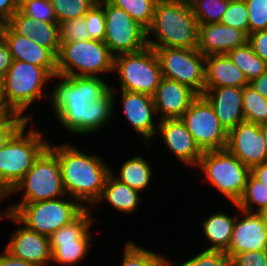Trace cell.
<instances>
[{"mask_svg": "<svg viewBox=\"0 0 267 266\" xmlns=\"http://www.w3.org/2000/svg\"><path fill=\"white\" fill-rule=\"evenodd\" d=\"M247 40L243 31L220 22L200 24L196 49L204 56L227 54Z\"/></svg>", "mask_w": 267, "mask_h": 266, "instance_id": "cell-18", "label": "cell"}, {"mask_svg": "<svg viewBox=\"0 0 267 266\" xmlns=\"http://www.w3.org/2000/svg\"><path fill=\"white\" fill-rule=\"evenodd\" d=\"M259 126H260L261 132L263 133V138L265 141V147L267 150V122L261 123V124H259Z\"/></svg>", "mask_w": 267, "mask_h": 266, "instance_id": "cell-53", "label": "cell"}, {"mask_svg": "<svg viewBox=\"0 0 267 266\" xmlns=\"http://www.w3.org/2000/svg\"><path fill=\"white\" fill-rule=\"evenodd\" d=\"M11 195L10 191L7 190H0V200H3V198L5 199L6 196ZM0 219L1 218H6L8 217L9 219H12V217L14 216V211L12 206H10L8 209H6V212H4V214L0 213Z\"/></svg>", "mask_w": 267, "mask_h": 266, "instance_id": "cell-52", "label": "cell"}, {"mask_svg": "<svg viewBox=\"0 0 267 266\" xmlns=\"http://www.w3.org/2000/svg\"><path fill=\"white\" fill-rule=\"evenodd\" d=\"M52 101L57 119L71 133H88V105L101 98L110 88L100 77L62 76Z\"/></svg>", "mask_w": 267, "mask_h": 266, "instance_id": "cell-2", "label": "cell"}, {"mask_svg": "<svg viewBox=\"0 0 267 266\" xmlns=\"http://www.w3.org/2000/svg\"><path fill=\"white\" fill-rule=\"evenodd\" d=\"M249 85L261 96L267 99V67L265 72L258 78L249 82Z\"/></svg>", "mask_w": 267, "mask_h": 266, "instance_id": "cell-49", "label": "cell"}, {"mask_svg": "<svg viewBox=\"0 0 267 266\" xmlns=\"http://www.w3.org/2000/svg\"><path fill=\"white\" fill-rule=\"evenodd\" d=\"M168 264L169 262L162 255L128 241L121 266H168Z\"/></svg>", "mask_w": 267, "mask_h": 266, "instance_id": "cell-35", "label": "cell"}, {"mask_svg": "<svg viewBox=\"0 0 267 266\" xmlns=\"http://www.w3.org/2000/svg\"><path fill=\"white\" fill-rule=\"evenodd\" d=\"M157 130L178 160L186 165L197 166L203 151L194 141L181 118L163 119L158 122Z\"/></svg>", "mask_w": 267, "mask_h": 266, "instance_id": "cell-19", "label": "cell"}, {"mask_svg": "<svg viewBox=\"0 0 267 266\" xmlns=\"http://www.w3.org/2000/svg\"><path fill=\"white\" fill-rule=\"evenodd\" d=\"M12 55L7 43L0 36V78L3 79L12 64Z\"/></svg>", "mask_w": 267, "mask_h": 266, "instance_id": "cell-46", "label": "cell"}, {"mask_svg": "<svg viewBox=\"0 0 267 266\" xmlns=\"http://www.w3.org/2000/svg\"><path fill=\"white\" fill-rule=\"evenodd\" d=\"M30 116L22 117L18 114H9L0 117V150L6 145L8 140L29 120Z\"/></svg>", "mask_w": 267, "mask_h": 266, "instance_id": "cell-43", "label": "cell"}, {"mask_svg": "<svg viewBox=\"0 0 267 266\" xmlns=\"http://www.w3.org/2000/svg\"><path fill=\"white\" fill-rule=\"evenodd\" d=\"M263 213H264L265 218H266V220H267V209H266Z\"/></svg>", "mask_w": 267, "mask_h": 266, "instance_id": "cell-56", "label": "cell"}, {"mask_svg": "<svg viewBox=\"0 0 267 266\" xmlns=\"http://www.w3.org/2000/svg\"><path fill=\"white\" fill-rule=\"evenodd\" d=\"M212 105L220 123L227 131L245 120L243 115V88L205 87L202 94Z\"/></svg>", "mask_w": 267, "mask_h": 266, "instance_id": "cell-22", "label": "cell"}, {"mask_svg": "<svg viewBox=\"0 0 267 266\" xmlns=\"http://www.w3.org/2000/svg\"><path fill=\"white\" fill-rule=\"evenodd\" d=\"M0 266H36L20 258L13 256L6 249L0 255Z\"/></svg>", "mask_w": 267, "mask_h": 266, "instance_id": "cell-48", "label": "cell"}, {"mask_svg": "<svg viewBox=\"0 0 267 266\" xmlns=\"http://www.w3.org/2000/svg\"><path fill=\"white\" fill-rule=\"evenodd\" d=\"M226 149L250 169L267 161V150L259 124L242 121L228 131Z\"/></svg>", "mask_w": 267, "mask_h": 266, "instance_id": "cell-15", "label": "cell"}, {"mask_svg": "<svg viewBox=\"0 0 267 266\" xmlns=\"http://www.w3.org/2000/svg\"><path fill=\"white\" fill-rule=\"evenodd\" d=\"M250 173L259 181L267 186V161L253 166Z\"/></svg>", "mask_w": 267, "mask_h": 266, "instance_id": "cell-50", "label": "cell"}, {"mask_svg": "<svg viewBox=\"0 0 267 266\" xmlns=\"http://www.w3.org/2000/svg\"><path fill=\"white\" fill-rule=\"evenodd\" d=\"M48 148L58 158L65 193L94 206L101 197L110 167L101 157L85 154L70 144L53 147L49 143Z\"/></svg>", "mask_w": 267, "mask_h": 266, "instance_id": "cell-1", "label": "cell"}, {"mask_svg": "<svg viewBox=\"0 0 267 266\" xmlns=\"http://www.w3.org/2000/svg\"><path fill=\"white\" fill-rule=\"evenodd\" d=\"M12 220L24 224L28 229L50 237L56 230L74 221L86 208L79 201L59 198L34 203L11 205Z\"/></svg>", "mask_w": 267, "mask_h": 266, "instance_id": "cell-6", "label": "cell"}, {"mask_svg": "<svg viewBox=\"0 0 267 266\" xmlns=\"http://www.w3.org/2000/svg\"><path fill=\"white\" fill-rule=\"evenodd\" d=\"M88 207L71 223L56 230L50 237L52 260L63 265L77 264L90 248L89 229L94 222Z\"/></svg>", "mask_w": 267, "mask_h": 266, "instance_id": "cell-14", "label": "cell"}, {"mask_svg": "<svg viewBox=\"0 0 267 266\" xmlns=\"http://www.w3.org/2000/svg\"><path fill=\"white\" fill-rule=\"evenodd\" d=\"M15 114L8 106L3 94V79L0 78V117Z\"/></svg>", "mask_w": 267, "mask_h": 266, "instance_id": "cell-51", "label": "cell"}, {"mask_svg": "<svg viewBox=\"0 0 267 266\" xmlns=\"http://www.w3.org/2000/svg\"><path fill=\"white\" fill-rule=\"evenodd\" d=\"M50 78L52 76L43 67L13 60L3 78V94L7 106L15 114L24 117L23 112L34 100L48 96L42 88Z\"/></svg>", "mask_w": 267, "mask_h": 266, "instance_id": "cell-7", "label": "cell"}, {"mask_svg": "<svg viewBox=\"0 0 267 266\" xmlns=\"http://www.w3.org/2000/svg\"><path fill=\"white\" fill-rule=\"evenodd\" d=\"M221 24L234 27L249 35L248 8L244 0H231L220 21Z\"/></svg>", "mask_w": 267, "mask_h": 266, "instance_id": "cell-37", "label": "cell"}, {"mask_svg": "<svg viewBox=\"0 0 267 266\" xmlns=\"http://www.w3.org/2000/svg\"><path fill=\"white\" fill-rule=\"evenodd\" d=\"M230 266H266L264 250L235 254L230 259Z\"/></svg>", "mask_w": 267, "mask_h": 266, "instance_id": "cell-44", "label": "cell"}, {"mask_svg": "<svg viewBox=\"0 0 267 266\" xmlns=\"http://www.w3.org/2000/svg\"><path fill=\"white\" fill-rule=\"evenodd\" d=\"M90 39L104 41L105 15L103 6L97 2L84 16Z\"/></svg>", "mask_w": 267, "mask_h": 266, "instance_id": "cell-39", "label": "cell"}, {"mask_svg": "<svg viewBox=\"0 0 267 266\" xmlns=\"http://www.w3.org/2000/svg\"><path fill=\"white\" fill-rule=\"evenodd\" d=\"M5 249L13 256L36 266H48V261L52 260L49 237L25 225L12 233Z\"/></svg>", "mask_w": 267, "mask_h": 266, "instance_id": "cell-21", "label": "cell"}, {"mask_svg": "<svg viewBox=\"0 0 267 266\" xmlns=\"http://www.w3.org/2000/svg\"><path fill=\"white\" fill-rule=\"evenodd\" d=\"M114 87L110 88L101 98L88 105V134L106 125L114 110Z\"/></svg>", "mask_w": 267, "mask_h": 266, "instance_id": "cell-31", "label": "cell"}, {"mask_svg": "<svg viewBox=\"0 0 267 266\" xmlns=\"http://www.w3.org/2000/svg\"><path fill=\"white\" fill-rule=\"evenodd\" d=\"M26 1H28V0H14V3H15L18 7H20V6L23 5Z\"/></svg>", "mask_w": 267, "mask_h": 266, "instance_id": "cell-54", "label": "cell"}, {"mask_svg": "<svg viewBox=\"0 0 267 266\" xmlns=\"http://www.w3.org/2000/svg\"><path fill=\"white\" fill-rule=\"evenodd\" d=\"M15 33L31 38L56 57L60 50V26L57 22L34 20L18 9L6 23Z\"/></svg>", "mask_w": 267, "mask_h": 266, "instance_id": "cell-23", "label": "cell"}, {"mask_svg": "<svg viewBox=\"0 0 267 266\" xmlns=\"http://www.w3.org/2000/svg\"><path fill=\"white\" fill-rule=\"evenodd\" d=\"M181 120L203 152L226 149L228 131L203 95H198L192 101Z\"/></svg>", "mask_w": 267, "mask_h": 266, "instance_id": "cell-13", "label": "cell"}, {"mask_svg": "<svg viewBox=\"0 0 267 266\" xmlns=\"http://www.w3.org/2000/svg\"><path fill=\"white\" fill-rule=\"evenodd\" d=\"M198 94L190 87L177 81L162 77L153 94V102L161 120L181 118Z\"/></svg>", "mask_w": 267, "mask_h": 266, "instance_id": "cell-20", "label": "cell"}, {"mask_svg": "<svg viewBox=\"0 0 267 266\" xmlns=\"http://www.w3.org/2000/svg\"><path fill=\"white\" fill-rule=\"evenodd\" d=\"M18 9L14 0H0V25L6 24Z\"/></svg>", "mask_w": 267, "mask_h": 266, "instance_id": "cell-47", "label": "cell"}, {"mask_svg": "<svg viewBox=\"0 0 267 266\" xmlns=\"http://www.w3.org/2000/svg\"><path fill=\"white\" fill-rule=\"evenodd\" d=\"M158 57L162 77L177 81L198 95L205 91V56L196 48L152 47Z\"/></svg>", "mask_w": 267, "mask_h": 266, "instance_id": "cell-11", "label": "cell"}, {"mask_svg": "<svg viewBox=\"0 0 267 266\" xmlns=\"http://www.w3.org/2000/svg\"><path fill=\"white\" fill-rule=\"evenodd\" d=\"M178 266H230V258L224 251L205 249Z\"/></svg>", "mask_w": 267, "mask_h": 266, "instance_id": "cell-42", "label": "cell"}, {"mask_svg": "<svg viewBox=\"0 0 267 266\" xmlns=\"http://www.w3.org/2000/svg\"><path fill=\"white\" fill-rule=\"evenodd\" d=\"M249 85L244 73L227 54L205 56V87H239Z\"/></svg>", "mask_w": 267, "mask_h": 266, "instance_id": "cell-25", "label": "cell"}, {"mask_svg": "<svg viewBox=\"0 0 267 266\" xmlns=\"http://www.w3.org/2000/svg\"><path fill=\"white\" fill-rule=\"evenodd\" d=\"M25 189L20 203H34L66 196L57 156L47 147L11 191Z\"/></svg>", "mask_w": 267, "mask_h": 266, "instance_id": "cell-10", "label": "cell"}, {"mask_svg": "<svg viewBox=\"0 0 267 266\" xmlns=\"http://www.w3.org/2000/svg\"><path fill=\"white\" fill-rule=\"evenodd\" d=\"M110 173L118 181L127 184L130 188L139 192L149 185L152 177V171L149 163L140 156H135L122 164L118 177H115L112 171Z\"/></svg>", "mask_w": 267, "mask_h": 266, "instance_id": "cell-28", "label": "cell"}, {"mask_svg": "<svg viewBox=\"0 0 267 266\" xmlns=\"http://www.w3.org/2000/svg\"><path fill=\"white\" fill-rule=\"evenodd\" d=\"M247 42L253 51L267 63V30H259L248 35Z\"/></svg>", "mask_w": 267, "mask_h": 266, "instance_id": "cell-45", "label": "cell"}, {"mask_svg": "<svg viewBox=\"0 0 267 266\" xmlns=\"http://www.w3.org/2000/svg\"><path fill=\"white\" fill-rule=\"evenodd\" d=\"M243 212L242 219L236 215L232 238L225 253L231 259L235 254L264 250L267 247V220L264 213Z\"/></svg>", "mask_w": 267, "mask_h": 266, "instance_id": "cell-16", "label": "cell"}, {"mask_svg": "<svg viewBox=\"0 0 267 266\" xmlns=\"http://www.w3.org/2000/svg\"><path fill=\"white\" fill-rule=\"evenodd\" d=\"M123 110L129 123L132 124L135 131L143 136L146 141L156 134L153 116L156 113L152 96L121 90Z\"/></svg>", "mask_w": 267, "mask_h": 266, "instance_id": "cell-24", "label": "cell"}, {"mask_svg": "<svg viewBox=\"0 0 267 266\" xmlns=\"http://www.w3.org/2000/svg\"><path fill=\"white\" fill-rule=\"evenodd\" d=\"M248 8L249 34L267 30V0H244Z\"/></svg>", "mask_w": 267, "mask_h": 266, "instance_id": "cell-41", "label": "cell"}, {"mask_svg": "<svg viewBox=\"0 0 267 266\" xmlns=\"http://www.w3.org/2000/svg\"><path fill=\"white\" fill-rule=\"evenodd\" d=\"M57 23L84 17L98 0H50Z\"/></svg>", "mask_w": 267, "mask_h": 266, "instance_id": "cell-36", "label": "cell"}, {"mask_svg": "<svg viewBox=\"0 0 267 266\" xmlns=\"http://www.w3.org/2000/svg\"><path fill=\"white\" fill-rule=\"evenodd\" d=\"M124 9L140 26L147 30L153 21L158 0H108Z\"/></svg>", "mask_w": 267, "mask_h": 266, "instance_id": "cell-32", "label": "cell"}, {"mask_svg": "<svg viewBox=\"0 0 267 266\" xmlns=\"http://www.w3.org/2000/svg\"><path fill=\"white\" fill-rule=\"evenodd\" d=\"M139 191L130 188L127 184L118 181L110 173L107 176L101 197L99 200L106 199L111 206L119 212L131 213L138 207L140 202Z\"/></svg>", "mask_w": 267, "mask_h": 266, "instance_id": "cell-26", "label": "cell"}, {"mask_svg": "<svg viewBox=\"0 0 267 266\" xmlns=\"http://www.w3.org/2000/svg\"><path fill=\"white\" fill-rule=\"evenodd\" d=\"M24 124L0 150V189L12 191L22 180L34 161L48 147L42 133L33 130L25 134Z\"/></svg>", "mask_w": 267, "mask_h": 266, "instance_id": "cell-4", "label": "cell"}, {"mask_svg": "<svg viewBox=\"0 0 267 266\" xmlns=\"http://www.w3.org/2000/svg\"><path fill=\"white\" fill-rule=\"evenodd\" d=\"M198 29L189 0H158L152 24L146 30L147 46L196 48ZM152 33L157 41L148 37Z\"/></svg>", "mask_w": 267, "mask_h": 266, "instance_id": "cell-3", "label": "cell"}, {"mask_svg": "<svg viewBox=\"0 0 267 266\" xmlns=\"http://www.w3.org/2000/svg\"><path fill=\"white\" fill-rule=\"evenodd\" d=\"M110 71L114 72V55L104 41L61 42L56 76L96 77Z\"/></svg>", "mask_w": 267, "mask_h": 266, "instance_id": "cell-5", "label": "cell"}, {"mask_svg": "<svg viewBox=\"0 0 267 266\" xmlns=\"http://www.w3.org/2000/svg\"><path fill=\"white\" fill-rule=\"evenodd\" d=\"M233 204L239 210L263 213L267 209V186L250 173L241 198ZM253 206H257L255 211Z\"/></svg>", "mask_w": 267, "mask_h": 266, "instance_id": "cell-30", "label": "cell"}, {"mask_svg": "<svg viewBox=\"0 0 267 266\" xmlns=\"http://www.w3.org/2000/svg\"><path fill=\"white\" fill-rule=\"evenodd\" d=\"M19 9L34 20L57 22L50 0H28Z\"/></svg>", "mask_w": 267, "mask_h": 266, "instance_id": "cell-40", "label": "cell"}, {"mask_svg": "<svg viewBox=\"0 0 267 266\" xmlns=\"http://www.w3.org/2000/svg\"><path fill=\"white\" fill-rule=\"evenodd\" d=\"M0 36L7 43L13 60L43 67L52 77H56L57 57L49 49L15 33L7 24L0 25Z\"/></svg>", "mask_w": 267, "mask_h": 266, "instance_id": "cell-17", "label": "cell"}, {"mask_svg": "<svg viewBox=\"0 0 267 266\" xmlns=\"http://www.w3.org/2000/svg\"><path fill=\"white\" fill-rule=\"evenodd\" d=\"M264 255H265V258H266V266H267V247L264 249Z\"/></svg>", "mask_w": 267, "mask_h": 266, "instance_id": "cell-55", "label": "cell"}, {"mask_svg": "<svg viewBox=\"0 0 267 266\" xmlns=\"http://www.w3.org/2000/svg\"><path fill=\"white\" fill-rule=\"evenodd\" d=\"M227 55L230 60L244 73L248 82L258 78L266 70L267 63L253 51L248 42L242 46L236 47L232 51H229Z\"/></svg>", "mask_w": 267, "mask_h": 266, "instance_id": "cell-29", "label": "cell"}, {"mask_svg": "<svg viewBox=\"0 0 267 266\" xmlns=\"http://www.w3.org/2000/svg\"><path fill=\"white\" fill-rule=\"evenodd\" d=\"M98 2L104 8V43L114 56L135 53L147 46L146 30L124 9L111 4L108 0H98Z\"/></svg>", "mask_w": 267, "mask_h": 266, "instance_id": "cell-12", "label": "cell"}, {"mask_svg": "<svg viewBox=\"0 0 267 266\" xmlns=\"http://www.w3.org/2000/svg\"><path fill=\"white\" fill-rule=\"evenodd\" d=\"M114 70L120 77V90L153 96L162 79L158 57L152 47L114 56Z\"/></svg>", "mask_w": 267, "mask_h": 266, "instance_id": "cell-9", "label": "cell"}, {"mask_svg": "<svg viewBox=\"0 0 267 266\" xmlns=\"http://www.w3.org/2000/svg\"><path fill=\"white\" fill-rule=\"evenodd\" d=\"M231 0H189L198 24L220 22Z\"/></svg>", "mask_w": 267, "mask_h": 266, "instance_id": "cell-34", "label": "cell"}, {"mask_svg": "<svg viewBox=\"0 0 267 266\" xmlns=\"http://www.w3.org/2000/svg\"><path fill=\"white\" fill-rule=\"evenodd\" d=\"M197 166L221 194L237 203L244 192L249 167L227 149L204 151Z\"/></svg>", "mask_w": 267, "mask_h": 266, "instance_id": "cell-8", "label": "cell"}, {"mask_svg": "<svg viewBox=\"0 0 267 266\" xmlns=\"http://www.w3.org/2000/svg\"><path fill=\"white\" fill-rule=\"evenodd\" d=\"M243 115L245 121L261 124L267 122V99L250 85L243 87Z\"/></svg>", "mask_w": 267, "mask_h": 266, "instance_id": "cell-33", "label": "cell"}, {"mask_svg": "<svg viewBox=\"0 0 267 266\" xmlns=\"http://www.w3.org/2000/svg\"><path fill=\"white\" fill-rule=\"evenodd\" d=\"M59 26L61 42H76L90 39L84 17L62 22Z\"/></svg>", "mask_w": 267, "mask_h": 266, "instance_id": "cell-38", "label": "cell"}, {"mask_svg": "<svg viewBox=\"0 0 267 266\" xmlns=\"http://www.w3.org/2000/svg\"><path fill=\"white\" fill-rule=\"evenodd\" d=\"M236 217L224 213H215L203 222V231L206 239L211 241L207 250L226 251L229 248Z\"/></svg>", "mask_w": 267, "mask_h": 266, "instance_id": "cell-27", "label": "cell"}]
</instances>
